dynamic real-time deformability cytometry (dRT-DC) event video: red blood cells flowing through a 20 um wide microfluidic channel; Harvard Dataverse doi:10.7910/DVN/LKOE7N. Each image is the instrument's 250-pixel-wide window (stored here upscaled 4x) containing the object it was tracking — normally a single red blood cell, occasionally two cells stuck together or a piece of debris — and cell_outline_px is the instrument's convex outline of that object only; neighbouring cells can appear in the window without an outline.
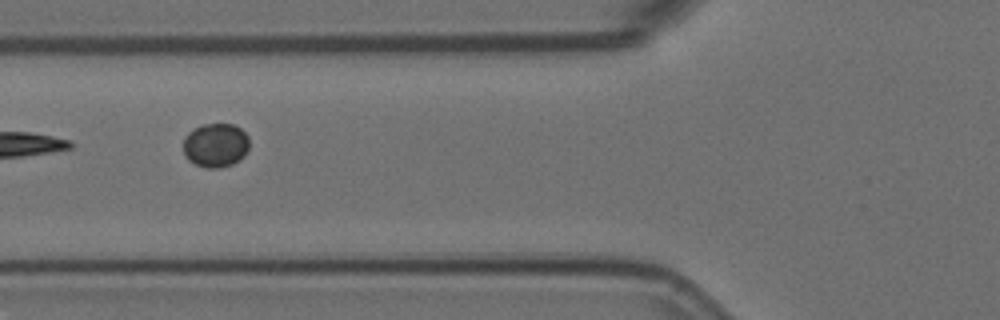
{"species": "Egyptian fruit bat (a non-hibernating species)", "species_latin": "Rousettus aegyptiacus", "temperature_condition": "room temperature", "stored_images_in_passage": 6, "camera_frame_rate_fps": 3000, "um_per_image_px": 0.085, "animal": {"sex": "female"}, "frame": {"image": 1, "passage_image": 2, "time_ms": 0.333, "image_size_px": [1000, 320], "cell_outline_px": [[248, 148], [232, 164], [220, 168], [208, 168], [196, 164], [188, 160], [184, 156], [184, 136], [188, 132], [204, 124], [232, 124], [240, 128], [248, 136]], "centroid_in_image_um": [18.29, 12.33], "position_along_channel_um": 107.5, "area_um2": 16.65}}
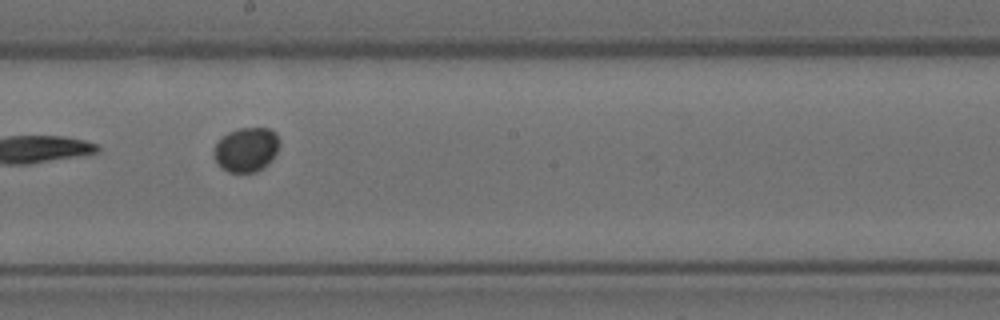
{"frame": {"image": 2, "passage_image": 5, "time_ms": 1.333, "image_size_px": [1000, 320], "cell_outline_px": [[280, 140], [276, 152], [256, 172], [228, 172], [220, 168], [212, 152], [216, 144], [228, 132], [240, 128], [268, 128], [276, 132]], "centroid_in_image_um": [20.9, 12.7], "position_along_channel_um": 227.3, "area_um2": 16.65}}
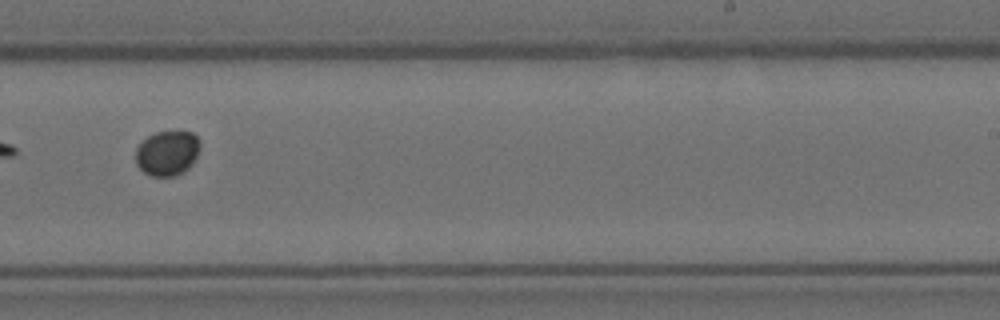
{"frame": {"image": 3, "passage_image": 6, "time_ms": 1.667, "image_size_px": [1000, 320], "cell_outline_px": [[200, 148], [192, 164], [188, 168], [176, 176], [152, 176], [144, 172], [136, 164], [136, 148], [148, 136], [156, 132], [192, 132], [200, 140]], "centroid_in_image_um": [14.23, 13.02], "position_along_channel_um": 274.8, "area_um2": 16.76}}